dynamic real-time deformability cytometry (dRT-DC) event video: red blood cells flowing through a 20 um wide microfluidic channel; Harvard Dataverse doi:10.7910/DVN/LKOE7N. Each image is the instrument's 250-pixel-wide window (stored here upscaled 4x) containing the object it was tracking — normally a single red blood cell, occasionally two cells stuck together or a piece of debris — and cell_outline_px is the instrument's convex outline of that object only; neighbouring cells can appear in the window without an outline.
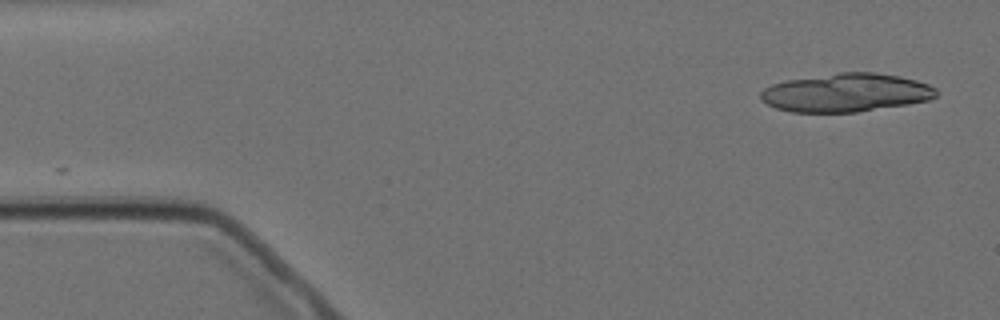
{"species": "Egyptian fruit bat (a non-hibernating species)", "species_latin": "Rousettus aegyptiacus", "temperature_condition": "cold", "stored_images_in_passage": 6, "segment_of_instrument_passage": [2, 2], "camera_frame_rate_fps": 3000, "um_per_image_px": 0.085, "animal": {"sex": "female"}, "frame": {"image": 1, "passage_image": 6, "time_ms": 6.667, "image_size_px": [1000, 320], "cell_outline_px": [[936, 96], [928, 100], [908, 104], [856, 112], [792, 112], [776, 108], [760, 100], [760, 92], [764, 88], [772, 84], [788, 80], [840, 72], [872, 72], [900, 76], [916, 80], [928, 84], [936, 88]], "centroid_in_image_um": [71.9, 7.87], "position_along_channel_um": 13.1, "area_um2": 39.19}}